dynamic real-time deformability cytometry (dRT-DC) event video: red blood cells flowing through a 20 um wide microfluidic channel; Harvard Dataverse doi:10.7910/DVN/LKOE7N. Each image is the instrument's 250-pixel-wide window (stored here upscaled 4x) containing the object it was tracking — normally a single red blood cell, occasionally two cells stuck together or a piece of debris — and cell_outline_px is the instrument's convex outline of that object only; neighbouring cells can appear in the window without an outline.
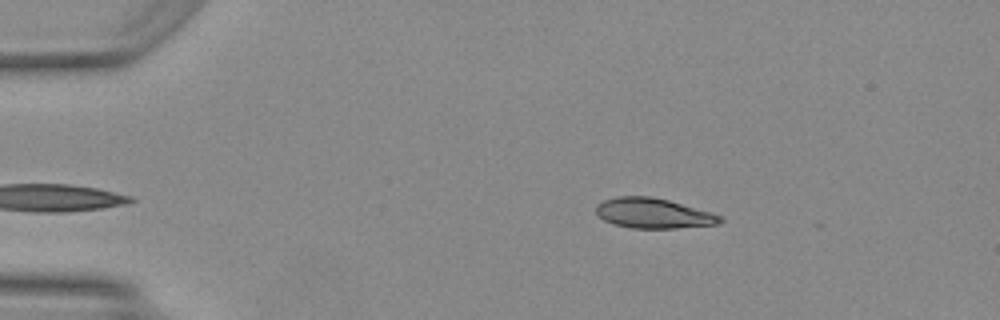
{"species": "Egyptian fruit bat (a non-hibernating species)", "species_latin": "Rousettus aegyptiacus", "temperature_condition": "warm", "stored_images_in_passage": 11, "camera_frame_rate_fps": 3000, "um_per_image_px": 0.085, "animal": {"sex": "female"}, "frame": {"image": 1, "passage_image": 2, "time_ms": 0.333, "image_size_px": [1000, 320], "cell_outline_px": [[724, 220], [716, 224], [676, 228], [632, 228], [612, 224], [604, 220], [596, 212], [596, 204], [604, 200], [616, 196], [648, 196], [668, 200], [712, 212], [720, 216]], "centroid_in_image_um": [55.51, 18.12], "position_along_channel_um": 29.5, "area_um2": 21.68}}
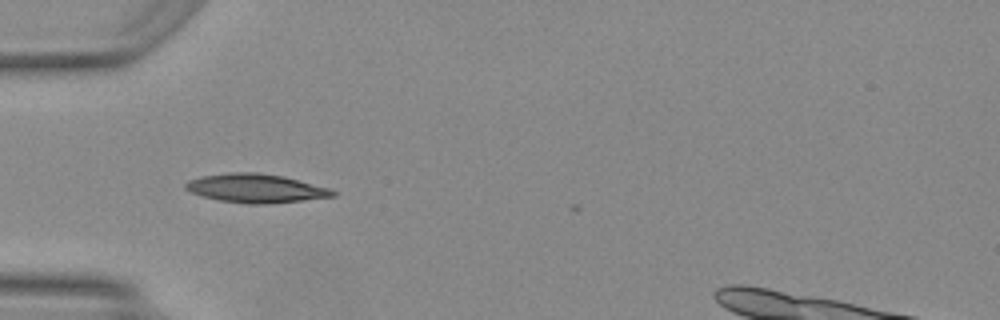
{"frame": {"image": 2, "passage_image": 9, "time_ms": 2.667, "image_size_px": [1000, 320], "cell_outline_px": [[336, 196], [264, 204], [248, 204], [220, 200], [200, 196], [184, 188], [184, 184], [188, 180], [200, 176], [228, 172], [260, 172], [284, 176], [328, 188], [336, 192]], "centroid_in_image_um": [21.69, 15.99], "position_along_channel_um": 63.3, "area_um2": 24.62}}